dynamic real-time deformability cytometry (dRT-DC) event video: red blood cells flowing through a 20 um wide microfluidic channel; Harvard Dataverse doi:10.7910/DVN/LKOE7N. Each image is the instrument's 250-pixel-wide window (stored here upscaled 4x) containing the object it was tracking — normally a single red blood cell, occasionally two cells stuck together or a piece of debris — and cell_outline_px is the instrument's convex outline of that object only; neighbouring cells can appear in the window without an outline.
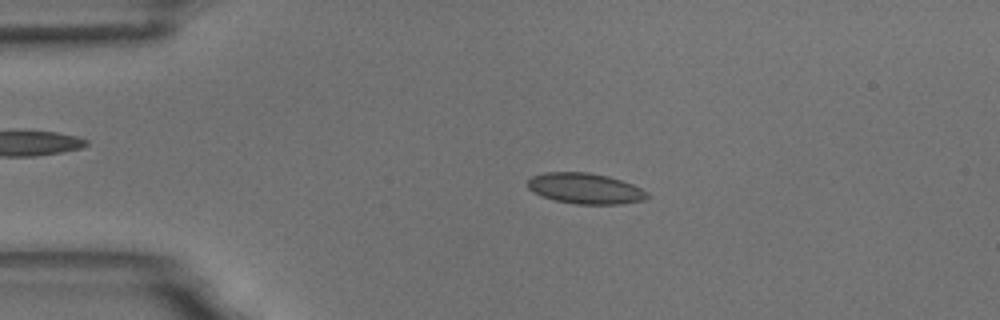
{"species": "common noctule bat (a hibernating species)", "species_latin": "Nyctalus noctula", "temperature_condition": "room temperature", "stored_images_in_passage": 4, "camera_frame_rate_fps": 3000, "um_per_image_px": 0.085, "animal": {"sex": "male", "body_mass_g": 18.8}, "frame": {"image": 1, "passage_image": 3, "time_ms": 2.333, "image_size_px": [1000, 320], "cell_outline_px": [[648, 196], [644, 200], [620, 204], [576, 204], [556, 200], [544, 196], [528, 188], [528, 180], [532, 176], [544, 172], [588, 172], [608, 176], [632, 184], [648, 192]], "centroid_in_image_um": [49.76, 16.01], "position_along_channel_um": 35.2, "area_um2": 21.15}}